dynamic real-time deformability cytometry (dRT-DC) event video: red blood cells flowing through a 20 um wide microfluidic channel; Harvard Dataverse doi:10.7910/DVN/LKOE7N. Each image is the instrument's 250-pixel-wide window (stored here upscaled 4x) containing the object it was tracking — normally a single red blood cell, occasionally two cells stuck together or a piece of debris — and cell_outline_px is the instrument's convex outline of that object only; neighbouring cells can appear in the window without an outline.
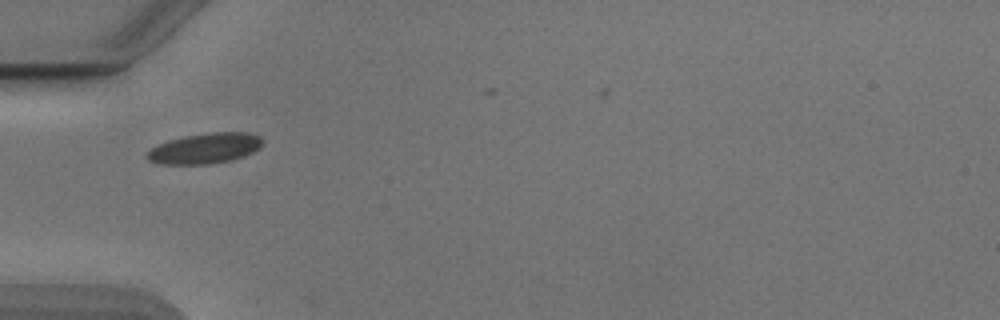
{"species": "Egyptian fruit bat (a non-hibernating species)", "species_latin": "Rousettus aegyptiacus", "temperature_condition": "cold", "stored_images_in_passage": 7, "camera_frame_rate_fps": 3000, "um_per_image_px": 0.085, "animal": {"sex": "male"}, "frame": {"image": 1, "passage_image": 1, "time_ms": 0.0, "image_size_px": [1000, 320], "cell_outline_px": [[260, 148], [252, 152], [228, 160], [208, 164], [160, 164], [148, 160], [144, 156], [152, 148], [168, 140], [184, 136], [212, 132], [248, 132], [260, 136]], "centroid_in_image_um": [17.37, 12.6], "position_along_channel_um": 67.6, "area_um2": 20.17}}
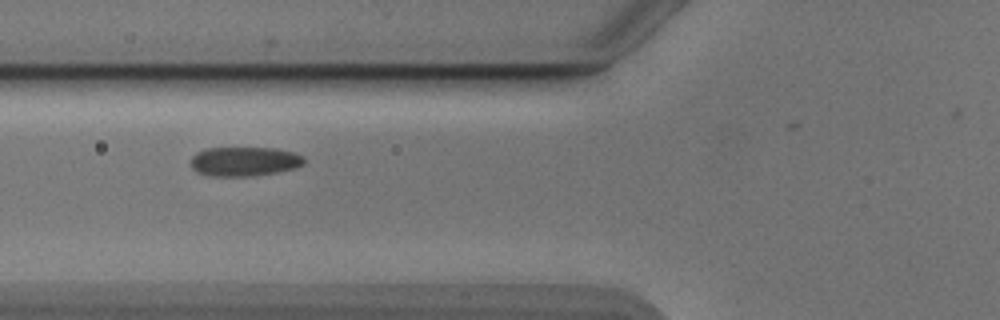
{"frame": {"image": 2, "passage_image": 4, "time_ms": 1.0, "image_size_px": [1000, 320], "cell_outline_px": [[304, 164], [296, 168], [276, 172], [252, 176], [208, 176], [196, 172], [192, 168], [192, 156], [196, 152], [208, 148], [276, 148], [292, 152], [304, 156]], "centroid_in_image_um": [20.77, 13.72], "position_along_channel_um": 105.0, "area_um2": 19.42}}